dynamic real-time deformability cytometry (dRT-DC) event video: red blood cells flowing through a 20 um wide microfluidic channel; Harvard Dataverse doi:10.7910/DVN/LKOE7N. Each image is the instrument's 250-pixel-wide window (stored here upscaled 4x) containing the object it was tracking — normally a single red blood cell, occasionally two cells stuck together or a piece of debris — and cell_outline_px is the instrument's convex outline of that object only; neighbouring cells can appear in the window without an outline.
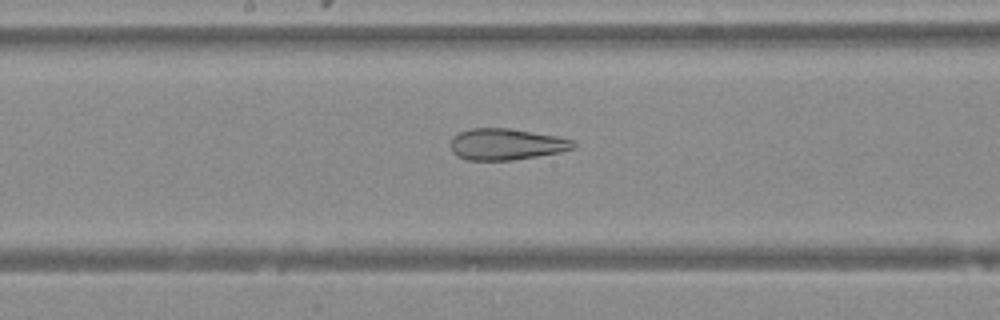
{"species": "Egyptian fruit bat (a non-hibernating species)", "species_latin": "Rousettus aegyptiacus", "temperature_condition": "warm", "stored_images_in_passage": 41, "camera_frame_rate_fps": 3000, "um_per_image_px": 0.085, "animal": {"sex": "female"}, "frame": {"image": 1, "passage_image": 18, "time_ms": 5.667, "image_size_px": [1000, 320], "cell_outline_px": [[576, 148], [560, 152], [512, 160], [468, 160], [456, 156], [452, 152], [452, 136], [460, 132], [472, 128], [508, 128], [556, 136], [572, 140], [576, 144]], "centroid_in_image_um": [43.02, 12.26], "position_along_channel_um": 205.2, "area_um2": 22.31}}
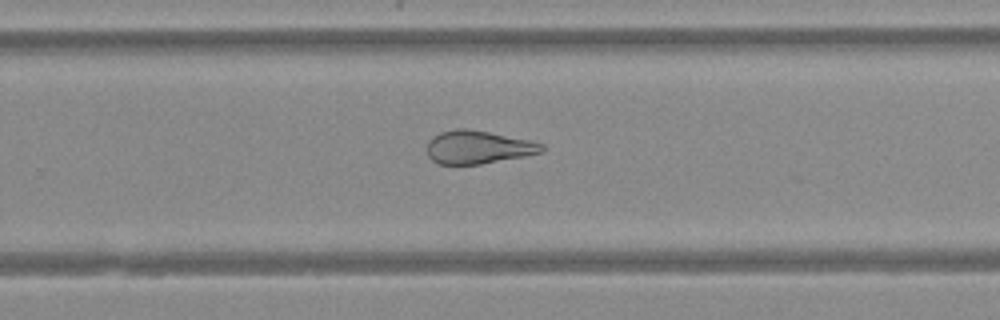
{"frame": {"image": 2, "passage_image": 24, "time_ms": 7.667, "image_size_px": [1000, 320], "cell_outline_px": [[544, 152], [524, 156], [480, 164], [440, 164], [432, 160], [428, 156], [428, 140], [432, 136], [440, 132], [456, 128], [464, 128], [488, 132], [528, 140], [544, 144]], "centroid_in_image_um": [40.62, 12.51], "position_along_channel_um": 289.2, "area_um2": 22.02}}
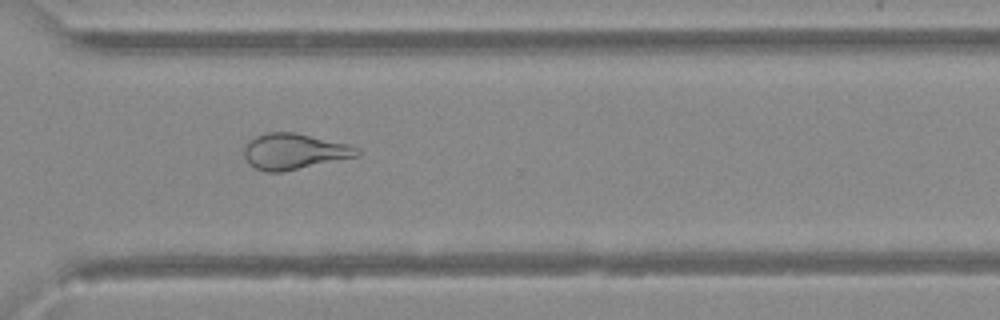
{"frame": {"image": 3, "passage_image": 28, "time_ms": 9.0, "image_size_px": [1000, 320], "cell_outline_px": [[360, 156], [280, 172], [268, 172], [256, 168], [248, 164], [244, 156], [244, 148], [248, 140], [256, 136], [268, 132], [296, 132], [352, 144], [360, 148]], "centroid_in_image_um": [25.04, 12.85], "position_along_channel_um": 345.6, "area_um2": 23.93}}